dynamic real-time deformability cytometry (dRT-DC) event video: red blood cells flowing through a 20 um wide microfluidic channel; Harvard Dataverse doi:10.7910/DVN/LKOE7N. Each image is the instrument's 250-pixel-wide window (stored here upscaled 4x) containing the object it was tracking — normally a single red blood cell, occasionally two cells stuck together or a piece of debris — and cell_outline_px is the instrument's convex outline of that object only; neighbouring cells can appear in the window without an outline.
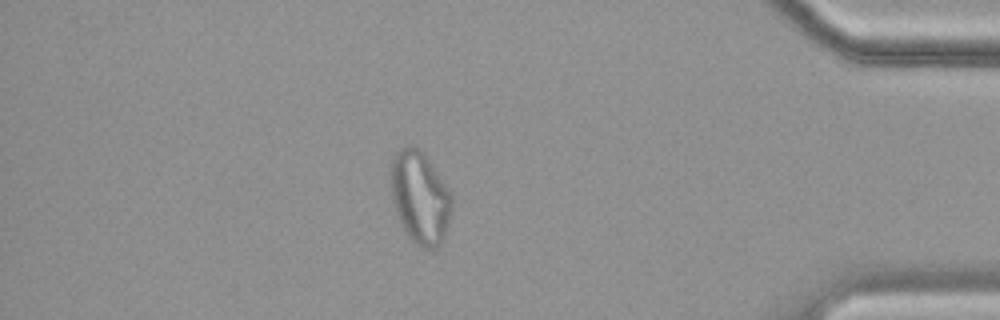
{"species": "common noctule bat (a hibernating species)", "species_latin": "Nyctalus noctula", "temperature_condition": "cold", "stored_images_in_passage": 58, "camera_frame_rate_fps": 3000, "um_per_image_px": 0.085, "animal": {"sex": "female", "body_mass_g": 19.9}, "frame": {"image": 1, "passage_image": 50, "time_ms": 16.333, "image_size_px": [1000, 320], "cell_outline_px": [[452, 208], [444, 236], [440, 244], [436, 248], [424, 248], [416, 244], [404, 232], [396, 212], [392, 196], [392, 160], [396, 152], [400, 148], [408, 144], [412, 144], [420, 148], [424, 152], [448, 188], [452, 196]], "centroid_in_image_um": [35.71, 16.76], "position_along_channel_um": 399.5, "area_um2": 32.71}}